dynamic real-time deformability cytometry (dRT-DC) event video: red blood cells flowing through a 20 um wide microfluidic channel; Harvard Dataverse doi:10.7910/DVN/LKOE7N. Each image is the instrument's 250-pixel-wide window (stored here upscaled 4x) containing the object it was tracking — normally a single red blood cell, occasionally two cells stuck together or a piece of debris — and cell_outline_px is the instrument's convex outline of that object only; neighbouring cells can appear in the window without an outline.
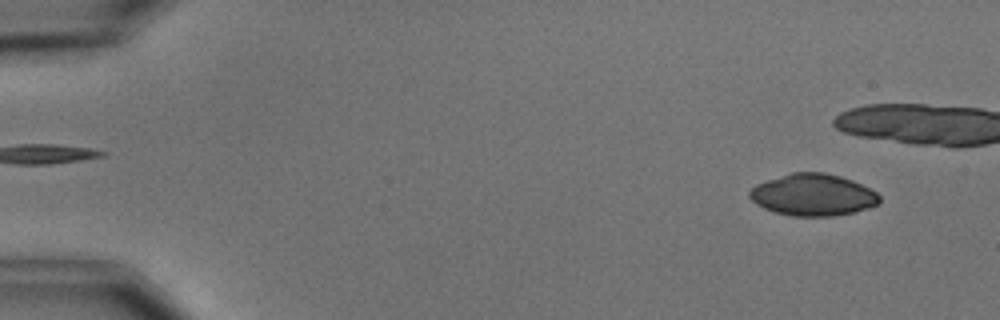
{"species": "common noctule bat (a hibernating species)", "species_latin": "Nyctalus noctula", "temperature_condition": "cold", "stored_images_in_passage": 8, "camera_frame_rate_fps": 3000, "um_per_image_px": 0.085, "animal": {"sex": "male", "body_mass_g": 15.6}, "frame": {"image": 1, "passage_image": 1, "time_ms": 0.0, "image_size_px": [1000, 320], "cell_outline_px": [[880, 204], [856, 212], [832, 216], [792, 216], [776, 212], [764, 208], [756, 204], [748, 196], [748, 192], [756, 184], [792, 172], [824, 172], [840, 176], [852, 180], [876, 192], [880, 196]], "centroid_in_image_um": [69.11, 16.57], "position_along_channel_um": 15.9, "area_um2": 31.67}}
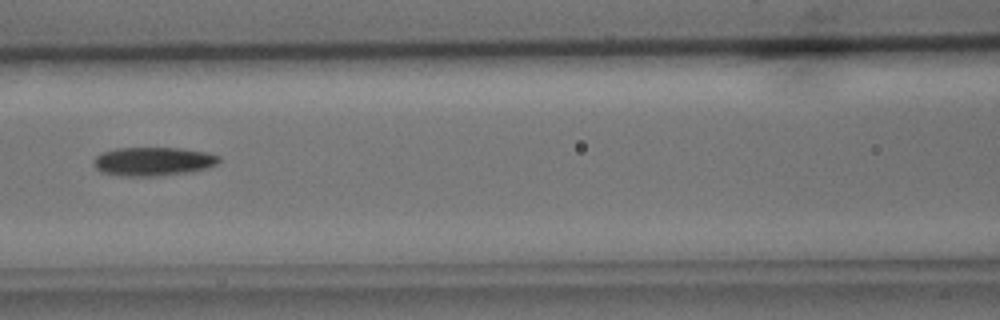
{"frame": {"image": 2, "passage_image": 8, "time_ms": 9.0, "image_size_px": [1000, 320], "cell_outline_px": [[220, 160], [216, 164], [208, 168], [192, 172], [156, 176], [124, 176], [100, 172], [92, 164], [92, 160], [100, 152], [116, 148], [180, 148], [208, 152], [220, 156]], "centroid_in_image_um": [13.0, 13.72], "position_along_channel_um": 153.6, "area_um2": 21.27}}